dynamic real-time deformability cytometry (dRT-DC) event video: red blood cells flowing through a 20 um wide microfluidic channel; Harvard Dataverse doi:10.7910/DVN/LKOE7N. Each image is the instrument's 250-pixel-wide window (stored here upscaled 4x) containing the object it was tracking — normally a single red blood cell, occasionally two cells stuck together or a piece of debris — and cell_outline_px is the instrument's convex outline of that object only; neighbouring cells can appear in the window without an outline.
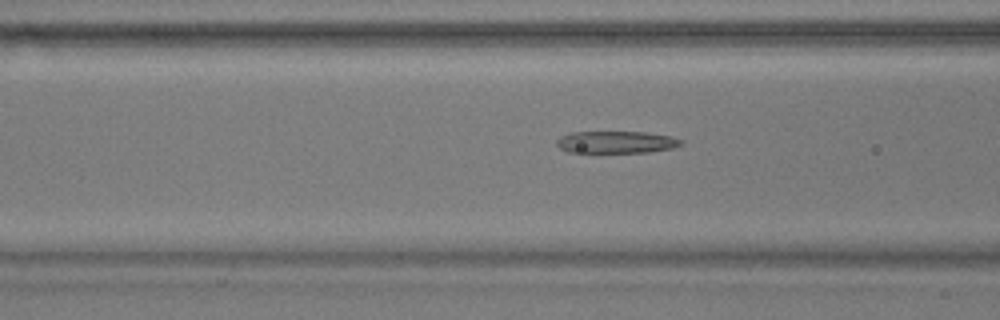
{"species": "common noctule bat (a hibernating species)", "species_latin": "Nyctalus noctula", "temperature_condition": "warm", "stored_images_in_passage": 38, "camera_frame_rate_fps": 3000, "um_per_image_px": 0.085, "animal": {"sex": "male", "body_mass_g": 17.9}, "frame": {"image": 1, "passage_image": 15, "time_ms": 4.667, "image_size_px": [1000, 320], "cell_outline_px": [[684, 144], [672, 148], [648, 152], [568, 152], [560, 148], [556, 144], [556, 140], [560, 136], [572, 132], [644, 132], [672, 136], [684, 140]], "centroid_in_image_um": [52.41, 12.08], "position_along_channel_um": 114.2, "area_um2": 16.07}}
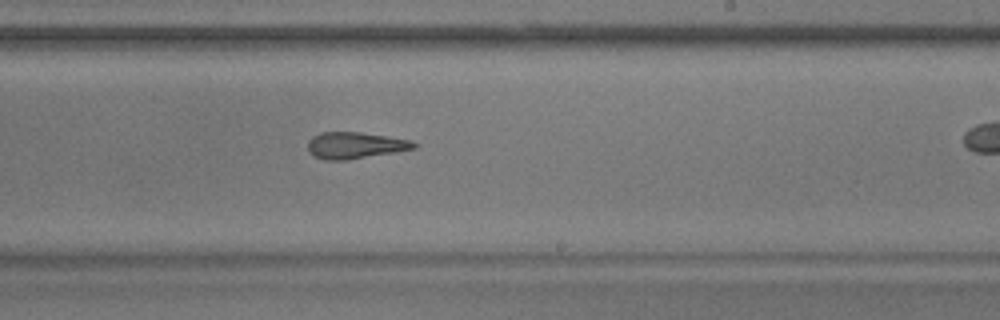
{"frame": {"image": 2, "passage_image": 27, "time_ms": 8.667, "image_size_px": [1000, 320], "cell_outline_px": [[420, 144], [416, 148], [396, 152], [348, 160], [324, 160], [308, 152], [308, 140], [312, 136], [320, 132], [360, 132], [412, 140]], "centroid_in_image_um": [30.2, 12.35], "position_along_channel_um": 258.8, "area_um2": 16.59}}
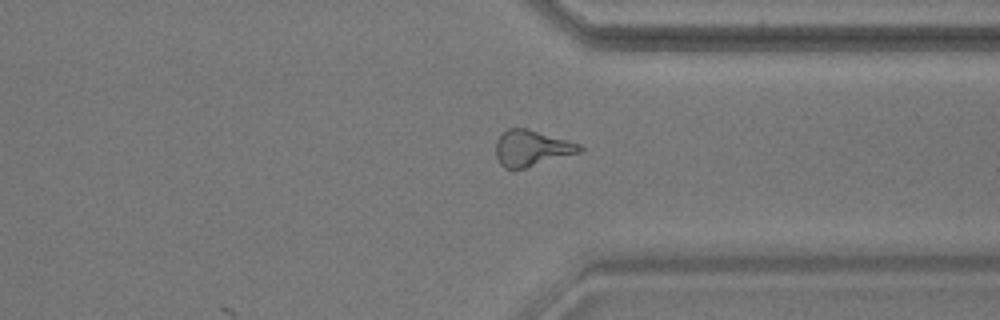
{"frame": {"image": 3, "passage_image": 36, "time_ms": 11.667, "image_size_px": [1000, 320], "cell_outline_px": [[584, 148], [580, 152], [524, 168], [504, 168], [500, 164], [496, 156], [496, 140], [508, 128], [528, 128], [580, 144]], "centroid_in_image_um": [45.17, 12.58], "position_along_channel_um": 366.2, "area_um2": 17.34}}